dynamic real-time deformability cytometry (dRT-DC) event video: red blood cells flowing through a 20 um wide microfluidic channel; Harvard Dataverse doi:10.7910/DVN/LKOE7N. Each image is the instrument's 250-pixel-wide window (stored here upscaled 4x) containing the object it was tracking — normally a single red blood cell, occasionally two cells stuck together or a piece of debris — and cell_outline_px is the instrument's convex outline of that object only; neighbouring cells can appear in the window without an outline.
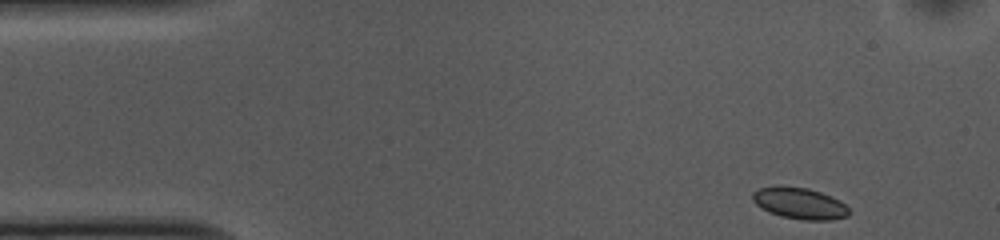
{"species": "common noctule bat (a hibernating species)", "species_latin": "Nyctalus noctula", "temperature_condition": "cold", "stored_images_in_passage": 11, "camera_frame_rate_fps": 3000, "um_per_image_px": 0.085, "animal": {"sex": "female", "body_mass_g": 10.0, "forearm_length_mm": 53.1}, "frame": {"image": 1, "passage_image": 1, "time_ms": 0.0, "image_size_px": [1000, 240], "cell_outline_px": [[848, 216], [832, 220], [804, 220], [780, 216], [768, 212], [756, 204], [752, 200], [752, 192], [760, 188], [776, 184], [808, 188], [820, 192], [840, 200], [848, 208]], "centroid_in_image_um": [67.93, 17.26], "position_along_channel_um": 17.1, "area_um2": 17.86}}
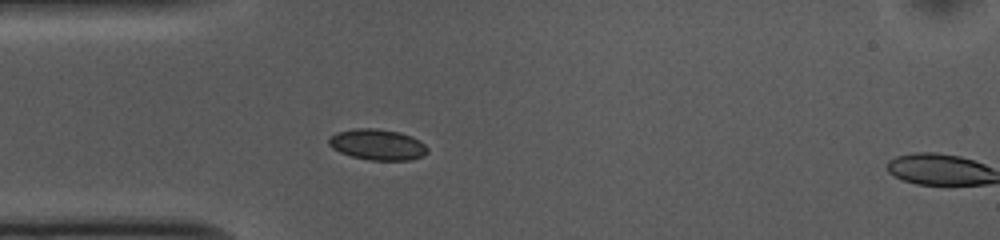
{"frame": {"image": 2, "passage_image": 10, "time_ms": 3.0, "image_size_px": [1000, 240], "cell_outline_px": [[428, 152], [424, 156], [408, 160], [368, 160], [352, 156], [340, 152], [332, 148], [328, 144], [328, 140], [336, 132], [356, 128], [376, 128], [400, 132], [412, 136], [420, 140], [428, 148]], "centroid_in_image_um": [32.11, 12.28], "position_along_channel_um": 52.9, "area_um2": 17.86}}